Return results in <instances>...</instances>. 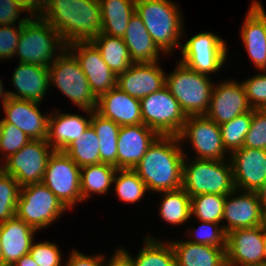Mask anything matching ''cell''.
Wrapping results in <instances>:
<instances>
[{
	"label": "cell",
	"instance_id": "cell-41",
	"mask_svg": "<svg viewBox=\"0 0 266 266\" xmlns=\"http://www.w3.org/2000/svg\"><path fill=\"white\" fill-rule=\"evenodd\" d=\"M191 230V234L189 233L190 239L187 240L191 243L210 245L213 247H226L227 234L223 226H219L218 223L202 221V224L198 228Z\"/></svg>",
	"mask_w": 266,
	"mask_h": 266
},
{
	"label": "cell",
	"instance_id": "cell-24",
	"mask_svg": "<svg viewBox=\"0 0 266 266\" xmlns=\"http://www.w3.org/2000/svg\"><path fill=\"white\" fill-rule=\"evenodd\" d=\"M16 92L8 91V96L42 103L49 83V67L19 62L12 75Z\"/></svg>",
	"mask_w": 266,
	"mask_h": 266
},
{
	"label": "cell",
	"instance_id": "cell-13",
	"mask_svg": "<svg viewBox=\"0 0 266 266\" xmlns=\"http://www.w3.org/2000/svg\"><path fill=\"white\" fill-rule=\"evenodd\" d=\"M178 138L181 143L184 139L190 141L196 159L226 160L220 125L205 115L187 116Z\"/></svg>",
	"mask_w": 266,
	"mask_h": 266
},
{
	"label": "cell",
	"instance_id": "cell-6",
	"mask_svg": "<svg viewBox=\"0 0 266 266\" xmlns=\"http://www.w3.org/2000/svg\"><path fill=\"white\" fill-rule=\"evenodd\" d=\"M166 75V86L187 116L205 115L214 85L209 75L198 73L181 62Z\"/></svg>",
	"mask_w": 266,
	"mask_h": 266
},
{
	"label": "cell",
	"instance_id": "cell-12",
	"mask_svg": "<svg viewBox=\"0 0 266 266\" xmlns=\"http://www.w3.org/2000/svg\"><path fill=\"white\" fill-rule=\"evenodd\" d=\"M53 151L46 140H30L19 151L6 158L1 169L13 176L21 187L41 183Z\"/></svg>",
	"mask_w": 266,
	"mask_h": 266
},
{
	"label": "cell",
	"instance_id": "cell-27",
	"mask_svg": "<svg viewBox=\"0 0 266 266\" xmlns=\"http://www.w3.org/2000/svg\"><path fill=\"white\" fill-rule=\"evenodd\" d=\"M132 63H151L159 61L160 50L147 31L141 17L135 12L129 19L125 35Z\"/></svg>",
	"mask_w": 266,
	"mask_h": 266
},
{
	"label": "cell",
	"instance_id": "cell-36",
	"mask_svg": "<svg viewBox=\"0 0 266 266\" xmlns=\"http://www.w3.org/2000/svg\"><path fill=\"white\" fill-rule=\"evenodd\" d=\"M252 117L253 109L220 125L223 145L230 154L243 147L245 137L251 126Z\"/></svg>",
	"mask_w": 266,
	"mask_h": 266
},
{
	"label": "cell",
	"instance_id": "cell-33",
	"mask_svg": "<svg viewBox=\"0 0 266 266\" xmlns=\"http://www.w3.org/2000/svg\"><path fill=\"white\" fill-rule=\"evenodd\" d=\"M162 203H160L161 218L173 225H180L191 217V197L183 188L173 191H162Z\"/></svg>",
	"mask_w": 266,
	"mask_h": 266
},
{
	"label": "cell",
	"instance_id": "cell-21",
	"mask_svg": "<svg viewBox=\"0 0 266 266\" xmlns=\"http://www.w3.org/2000/svg\"><path fill=\"white\" fill-rule=\"evenodd\" d=\"M158 136L143 123L121 126L117 140V169H134Z\"/></svg>",
	"mask_w": 266,
	"mask_h": 266
},
{
	"label": "cell",
	"instance_id": "cell-43",
	"mask_svg": "<svg viewBox=\"0 0 266 266\" xmlns=\"http://www.w3.org/2000/svg\"><path fill=\"white\" fill-rule=\"evenodd\" d=\"M256 74L242 84L248 103L252 109H266V72Z\"/></svg>",
	"mask_w": 266,
	"mask_h": 266
},
{
	"label": "cell",
	"instance_id": "cell-7",
	"mask_svg": "<svg viewBox=\"0 0 266 266\" xmlns=\"http://www.w3.org/2000/svg\"><path fill=\"white\" fill-rule=\"evenodd\" d=\"M49 67V83L55 85L62 94L82 109L94 111L98 98L92 92L87 78L75 56L66 49L58 52Z\"/></svg>",
	"mask_w": 266,
	"mask_h": 266
},
{
	"label": "cell",
	"instance_id": "cell-9",
	"mask_svg": "<svg viewBox=\"0 0 266 266\" xmlns=\"http://www.w3.org/2000/svg\"><path fill=\"white\" fill-rule=\"evenodd\" d=\"M140 107L142 123L159 136H178L187 119L166 85L142 98Z\"/></svg>",
	"mask_w": 266,
	"mask_h": 266
},
{
	"label": "cell",
	"instance_id": "cell-47",
	"mask_svg": "<svg viewBox=\"0 0 266 266\" xmlns=\"http://www.w3.org/2000/svg\"><path fill=\"white\" fill-rule=\"evenodd\" d=\"M104 255H84L77 250H72L65 266H104Z\"/></svg>",
	"mask_w": 266,
	"mask_h": 266
},
{
	"label": "cell",
	"instance_id": "cell-15",
	"mask_svg": "<svg viewBox=\"0 0 266 266\" xmlns=\"http://www.w3.org/2000/svg\"><path fill=\"white\" fill-rule=\"evenodd\" d=\"M67 49L79 62L97 98L117 86V75L104 62L100 51L91 41L74 42L68 44Z\"/></svg>",
	"mask_w": 266,
	"mask_h": 266
},
{
	"label": "cell",
	"instance_id": "cell-31",
	"mask_svg": "<svg viewBox=\"0 0 266 266\" xmlns=\"http://www.w3.org/2000/svg\"><path fill=\"white\" fill-rule=\"evenodd\" d=\"M117 168L111 164L100 163L81 167V202L90 198L91 193L106 194L113 184Z\"/></svg>",
	"mask_w": 266,
	"mask_h": 266
},
{
	"label": "cell",
	"instance_id": "cell-26",
	"mask_svg": "<svg viewBox=\"0 0 266 266\" xmlns=\"http://www.w3.org/2000/svg\"><path fill=\"white\" fill-rule=\"evenodd\" d=\"M36 232L16 215L0 224L3 266H12L22 256L29 254Z\"/></svg>",
	"mask_w": 266,
	"mask_h": 266
},
{
	"label": "cell",
	"instance_id": "cell-39",
	"mask_svg": "<svg viewBox=\"0 0 266 266\" xmlns=\"http://www.w3.org/2000/svg\"><path fill=\"white\" fill-rule=\"evenodd\" d=\"M20 188L13 176L0 169V224L16 215Z\"/></svg>",
	"mask_w": 266,
	"mask_h": 266
},
{
	"label": "cell",
	"instance_id": "cell-49",
	"mask_svg": "<svg viewBox=\"0 0 266 266\" xmlns=\"http://www.w3.org/2000/svg\"><path fill=\"white\" fill-rule=\"evenodd\" d=\"M12 266H38L30 254L22 256Z\"/></svg>",
	"mask_w": 266,
	"mask_h": 266
},
{
	"label": "cell",
	"instance_id": "cell-23",
	"mask_svg": "<svg viewBox=\"0 0 266 266\" xmlns=\"http://www.w3.org/2000/svg\"><path fill=\"white\" fill-rule=\"evenodd\" d=\"M95 111L120 126L142 123L140 100L117 86L98 97Z\"/></svg>",
	"mask_w": 266,
	"mask_h": 266
},
{
	"label": "cell",
	"instance_id": "cell-16",
	"mask_svg": "<svg viewBox=\"0 0 266 266\" xmlns=\"http://www.w3.org/2000/svg\"><path fill=\"white\" fill-rule=\"evenodd\" d=\"M231 155L235 189L256 192L266 182V150L242 147Z\"/></svg>",
	"mask_w": 266,
	"mask_h": 266
},
{
	"label": "cell",
	"instance_id": "cell-40",
	"mask_svg": "<svg viewBox=\"0 0 266 266\" xmlns=\"http://www.w3.org/2000/svg\"><path fill=\"white\" fill-rule=\"evenodd\" d=\"M30 140L32 139L22 130L11 123H6L2 119L0 120V154L4 155L3 161L19 151Z\"/></svg>",
	"mask_w": 266,
	"mask_h": 266
},
{
	"label": "cell",
	"instance_id": "cell-28",
	"mask_svg": "<svg viewBox=\"0 0 266 266\" xmlns=\"http://www.w3.org/2000/svg\"><path fill=\"white\" fill-rule=\"evenodd\" d=\"M176 266H227L226 247L195 244L187 240L170 242Z\"/></svg>",
	"mask_w": 266,
	"mask_h": 266
},
{
	"label": "cell",
	"instance_id": "cell-11",
	"mask_svg": "<svg viewBox=\"0 0 266 266\" xmlns=\"http://www.w3.org/2000/svg\"><path fill=\"white\" fill-rule=\"evenodd\" d=\"M180 48L182 56L179 62L206 75L222 69L228 51L225 41L212 32L198 33Z\"/></svg>",
	"mask_w": 266,
	"mask_h": 266
},
{
	"label": "cell",
	"instance_id": "cell-35",
	"mask_svg": "<svg viewBox=\"0 0 266 266\" xmlns=\"http://www.w3.org/2000/svg\"><path fill=\"white\" fill-rule=\"evenodd\" d=\"M99 138L90 125L64 152L81 168L100 164Z\"/></svg>",
	"mask_w": 266,
	"mask_h": 266
},
{
	"label": "cell",
	"instance_id": "cell-53",
	"mask_svg": "<svg viewBox=\"0 0 266 266\" xmlns=\"http://www.w3.org/2000/svg\"><path fill=\"white\" fill-rule=\"evenodd\" d=\"M263 228L266 230V207L263 208Z\"/></svg>",
	"mask_w": 266,
	"mask_h": 266
},
{
	"label": "cell",
	"instance_id": "cell-55",
	"mask_svg": "<svg viewBox=\"0 0 266 266\" xmlns=\"http://www.w3.org/2000/svg\"><path fill=\"white\" fill-rule=\"evenodd\" d=\"M264 265H266V240H265V250H264Z\"/></svg>",
	"mask_w": 266,
	"mask_h": 266
},
{
	"label": "cell",
	"instance_id": "cell-32",
	"mask_svg": "<svg viewBox=\"0 0 266 266\" xmlns=\"http://www.w3.org/2000/svg\"><path fill=\"white\" fill-rule=\"evenodd\" d=\"M91 126L99 138L100 163L111 164L117 168V140L121 126L95 110L91 112Z\"/></svg>",
	"mask_w": 266,
	"mask_h": 266
},
{
	"label": "cell",
	"instance_id": "cell-30",
	"mask_svg": "<svg viewBox=\"0 0 266 266\" xmlns=\"http://www.w3.org/2000/svg\"><path fill=\"white\" fill-rule=\"evenodd\" d=\"M91 42L100 51L104 62L117 76L124 73L132 64L123 38L100 33Z\"/></svg>",
	"mask_w": 266,
	"mask_h": 266
},
{
	"label": "cell",
	"instance_id": "cell-1",
	"mask_svg": "<svg viewBox=\"0 0 266 266\" xmlns=\"http://www.w3.org/2000/svg\"><path fill=\"white\" fill-rule=\"evenodd\" d=\"M36 13L62 35L67 45L91 41L102 29L99 0H45Z\"/></svg>",
	"mask_w": 266,
	"mask_h": 266
},
{
	"label": "cell",
	"instance_id": "cell-38",
	"mask_svg": "<svg viewBox=\"0 0 266 266\" xmlns=\"http://www.w3.org/2000/svg\"><path fill=\"white\" fill-rule=\"evenodd\" d=\"M225 199L226 196L218 194H199L191 197V215L200 222L221 224Z\"/></svg>",
	"mask_w": 266,
	"mask_h": 266
},
{
	"label": "cell",
	"instance_id": "cell-17",
	"mask_svg": "<svg viewBox=\"0 0 266 266\" xmlns=\"http://www.w3.org/2000/svg\"><path fill=\"white\" fill-rule=\"evenodd\" d=\"M237 189L226 195L223 219L225 233L235 229L254 228L263 225V207L256 192L239 191ZM244 192V193H243ZM235 195V196H233Z\"/></svg>",
	"mask_w": 266,
	"mask_h": 266
},
{
	"label": "cell",
	"instance_id": "cell-29",
	"mask_svg": "<svg viewBox=\"0 0 266 266\" xmlns=\"http://www.w3.org/2000/svg\"><path fill=\"white\" fill-rule=\"evenodd\" d=\"M102 34L115 37L125 35L128 21L136 12V0H99Z\"/></svg>",
	"mask_w": 266,
	"mask_h": 266
},
{
	"label": "cell",
	"instance_id": "cell-8",
	"mask_svg": "<svg viewBox=\"0 0 266 266\" xmlns=\"http://www.w3.org/2000/svg\"><path fill=\"white\" fill-rule=\"evenodd\" d=\"M66 210L43 182L20 188L16 216L36 231L51 226Z\"/></svg>",
	"mask_w": 266,
	"mask_h": 266
},
{
	"label": "cell",
	"instance_id": "cell-34",
	"mask_svg": "<svg viewBox=\"0 0 266 266\" xmlns=\"http://www.w3.org/2000/svg\"><path fill=\"white\" fill-rule=\"evenodd\" d=\"M144 247L134 258L131 256L133 266H176L174 249L170 242L161 243L152 236L145 238Z\"/></svg>",
	"mask_w": 266,
	"mask_h": 266
},
{
	"label": "cell",
	"instance_id": "cell-3",
	"mask_svg": "<svg viewBox=\"0 0 266 266\" xmlns=\"http://www.w3.org/2000/svg\"><path fill=\"white\" fill-rule=\"evenodd\" d=\"M171 0H136V13L141 17L154 43L164 54L181 47L182 13Z\"/></svg>",
	"mask_w": 266,
	"mask_h": 266
},
{
	"label": "cell",
	"instance_id": "cell-20",
	"mask_svg": "<svg viewBox=\"0 0 266 266\" xmlns=\"http://www.w3.org/2000/svg\"><path fill=\"white\" fill-rule=\"evenodd\" d=\"M166 85V74L157 62L132 63L117 76V87L133 98L141 100Z\"/></svg>",
	"mask_w": 266,
	"mask_h": 266
},
{
	"label": "cell",
	"instance_id": "cell-48",
	"mask_svg": "<svg viewBox=\"0 0 266 266\" xmlns=\"http://www.w3.org/2000/svg\"><path fill=\"white\" fill-rule=\"evenodd\" d=\"M113 256L107 262L104 258V266H133V261L130 254L125 250L119 247L115 250Z\"/></svg>",
	"mask_w": 266,
	"mask_h": 266
},
{
	"label": "cell",
	"instance_id": "cell-22",
	"mask_svg": "<svg viewBox=\"0 0 266 266\" xmlns=\"http://www.w3.org/2000/svg\"><path fill=\"white\" fill-rule=\"evenodd\" d=\"M240 32L252 63L266 71V12L258 0H253Z\"/></svg>",
	"mask_w": 266,
	"mask_h": 266
},
{
	"label": "cell",
	"instance_id": "cell-51",
	"mask_svg": "<svg viewBox=\"0 0 266 266\" xmlns=\"http://www.w3.org/2000/svg\"><path fill=\"white\" fill-rule=\"evenodd\" d=\"M36 13L44 4L45 0H24Z\"/></svg>",
	"mask_w": 266,
	"mask_h": 266
},
{
	"label": "cell",
	"instance_id": "cell-54",
	"mask_svg": "<svg viewBox=\"0 0 266 266\" xmlns=\"http://www.w3.org/2000/svg\"><path fill=\"white\" fill-rule=\"evenodd\" d=\"M0 266H3V252H2L1 239H0Z\"/></svg>",
	"mask_w": 266,
	"mask_h": 266
},
{
	"label": "cell",
	"instance_id": "cell-2",
	"mask_svg": "<svg viewBox=\"0 0 266 266\" xmlns=\"http://www.w3.org/2000/svg\"><path fill=\"white\" fill-rule=\"evenodd\" d=\"M180 143V144H179ZM178 136H158L133 169L148 191L182 188L183 161L186 157Z\"/></svg>",
	"mask_w": 266,
	"mask_h": 266
},
{
	"label": "cell",
	"instance_id": "cell-10",
	"mask_svg": "<svg viewBox=\"0 0 266 266\" xmlns=\"http://www.w3.org/2000/svg\"><path fill=\"white\" fill-rule=\"evenodd\" d=\"M80 170L64 151L54 150L48 159L42 182L67 209L81 202Z\"/></svg>",
	"mask_w": 266,
	"mask_h": 266
},
{
	"label": "cell",
	"instance_id": "cell-45",
	"mask_svg": "<svg viewBox=\"0 0 266 266\" xmlns=\"http://www.w3.org/2000/svg\"><path fill=\"white\" fill-rule=\"evenodd\" d=\"M29 254L38 266H65L61 265L62 253L58 245L52 242L42 241L35 244L33 242Z\"/></svg>",
	"mask_w": 266,
	"mask_h": 266
},
{
	"label": "cell",
	"instance_id": "cell-42",
	"mask_svg": "<svg viewBox=\"0 0 266 266\" xmlns=\"http://www.w3.org/2000/svg\"><path fill=\"white\" fill-rule=\"evenodd\" d=\"M243 147L266 150V109H253L251 126Z\"/></svg>",
	"mask_w": 266,
	"mask_h": 266
},
{
	"label": "cell",
	"instance_id": "cell-50",
	"mask_svg": "<svg viewBox=\"0 0 266 266\" xmlns=\"http://www.w3.org/2000/svg\"><path fill=\"white\" fill-rule=\"evenodd\" d=\"M262 207H266V182L256 191Z\"/></svg>",
	"mask_w": 266,
	"mask_h": 266
},
{
	"label": "cell",
	"instance_id": "cell-25",
	"mask_svg": "<svg viewBox=\"0 0 266 266\" xmlns=\"http://www.w3.org/2000/svg\"><path fill=\"white\" fill-rule=\"evenodd\" d=\"M59 112L56 108L53 113H50L46 141L53 150L64 151L74 140L83 135L91 125L92 111L85 110V113L90 117L88 119L78 114Z\"/></svg>",
	"mask_w": 266,
	"mask_h": 266
},
{
	"label": "cell",
	"instance_id": "cell-37",
	"mask_svg": "<svg viewBox=\"0 0 266 266\" xmlns=\"http://www.w3.org/2000/svg\"><path fill=\"white\" fill-rule=\"evenodd\" d=\"M114 182L119 199L128 203L140 201L148 190L146 184L133 169H117L113 178Z\"/></svg>",
	"mask_w": 266,
	"mask_h": 266
},
{
	"label": "cell",
	"instance_id": "cell-19",
	"mask_svg": "<svg viewBox=\"0 0 266 266\" xmlns=\"http://www.w3.org/2000/svg\"><path fill=\"white\" fill-rule=\"evenodd\" d=\"M40 104L9 97L2 104L5 112V118L2 120L19 128L32 140H46L50 114L42 115L38 108Z\"/></svg>",
	"mask_w": 266,
	"mask_h": 266
},
{
	"label": "cell",
	"instance_id": "cell-4",
	"mask_svg": "<svg viewBox=\"0 0 266 266\" xmlns=\"http://www.w3.org/2000/svg\"><path fill=\"white\" fill-rule=\"evenodd\" d=\"M66 49L62 35L35 13L23 23L14 57L18 55L22 63L49 66L56 58V50Z\"/></svg>",
	"mask_w": 266,
	"mask_h": 266
},
{
	"label": "cell",
	"instance_id": "cell-5",
	"mask_svg": "<svg viewBox=\"0 0 266 266\" xmlns=\"http://www.w3.org/2000/svg\"><path fill=\"white\" fill-rule=\"evenodd\" d=\"M183 161L182 188L190 197L199 194L226 196L235 190L232 165L224 160ZM227 163V164H226Z\"/></svg>",
	"mask_w": 266,
	"mask_h": 266
},
{
	"label": "cell",
	"instance_id": "cell-14",
	"mask_svg": "<svg viewBox=\"0 0 266 266\" xmlns=\"http://www.w3.org/2000/svg\"><path fill=\"white\" fill-rule=\"evenodd\" d=\"M266 230L263 225L227 233V266L264 265Z\"/></svg>",
	"mask_w": 266,
	"mask_h": 266
},
{
	"label": "cell",
	"instance_id": "cell-46",
	"mask_svg": "<svg viewBox=\"0 0 266 266\" xmlns=\"http://www.w3.org/2000/svg\"><path fill=\"white\" fill-rule=\"evenodd\" d=\"M23 11L35 14L24 0H0V26L16 25Z\"/></svg>",
	"mask_w": 266,
	"mask_h": 266
},
{
	"label": "cell",
	"instance_id": "cell-18",
	"mask_svg": "<svg viewBox=\"0 0 266 266\" xmlns=\"http://www.w3.org/2000/svg\"><path fill=\"white\" fill-rule=\"evenodd\" d=\"M251 109L242 82L227 80L213 87L205 116L221 125Z\"/></svg>",
	"mask_w": 266,
	"mask_h": 266
},
{
	"label": "cell",
	"instance_id": "cell-44",
	"mask_svg": "<svg viewBox=\"0 0 266 266\" xmlns=\"http://www.w3.org/2000/svg\"><path fill=\"white\" fill-rule=\"evenodd\" d=\"M30 17H23L18 20L17 28L13 25L0 26V60L13 58L17 44L19 42L23 23L29 20Z\"/></svg>",
	"mask_w": 266,
	"mask_h": 266
},
{
	"label": "cell",
	"instance_id": "cell-52",
	"mask_svg": "<svg viewBox=\"0 0 266 266\" xmlns=\"http://www.w3.org/2000/svg\"><path fill=\"white\" fill-rule=\"evenodd\" d=\"M0 98H2L1 99L2 100V104H4L9 98L8 92H6V91L4 92L3 82L1 81V78H0Z\"/></svg>",
	"mask_w": 266,
	"mask_h": 266
}]
</instances>
